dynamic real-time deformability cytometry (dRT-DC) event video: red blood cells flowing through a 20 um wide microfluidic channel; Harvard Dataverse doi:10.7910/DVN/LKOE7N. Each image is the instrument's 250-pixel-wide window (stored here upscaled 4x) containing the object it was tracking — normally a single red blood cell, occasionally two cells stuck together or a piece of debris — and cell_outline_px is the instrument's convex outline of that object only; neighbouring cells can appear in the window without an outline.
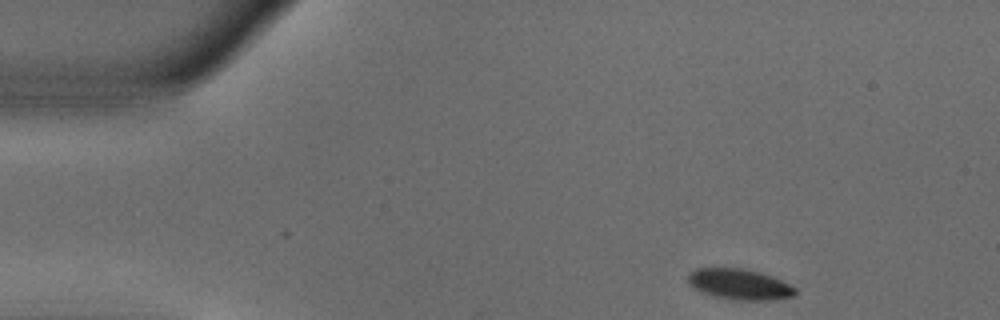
{"species": "common noctule bat (a hibernating species)", "species_latin": "Nyctalus noctula", "temperature_condition": "warm", "stored_images_in_passage": 47, "camera_frame_rate_fps": 3000, "um_per_image_px": 0.085, "animal": {"sex": "male", "body_mass_g": 18.8}, "frame": {"image": 1, "passage_image": 1, "time_ms": 0.0, "image_size_px": [1000, 320], "cell_outline_px": [[796, 292], [792, 296], [768, 300], [740, 300], [716, 296], [704, 292], [696, 288], [688, 280], [688, 272], [696, 268], [744, 268], [760, 272], [772, 276], [796, 288]], "centroid_in_image_um": [62.86, 24.14], "position_along_channel_um": 22.1, "area_um2": 18.79}}
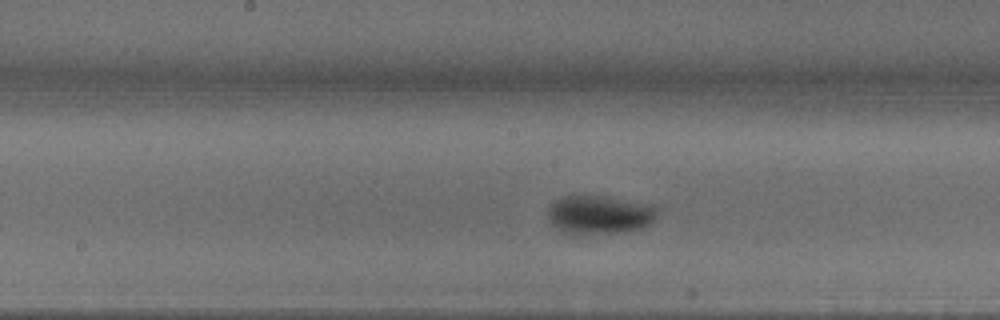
{"frame": {"image": 2, "passage_image": 21, "time_ms": 6.667, "image_size_px": [1000, 320], "cell_outline_px": [[656, 208], [652, 220], [648, 224], [640, 228], [624, 232], [576, 236], [568, 236], [552, 224], [548, 220], [548, 208], [560, 196], [608, 196], [648, 204]], "centroid_in_image_um": [50.86, 18.28], "position_along_channel_um": 197.3, "area_um2": 24.85}}
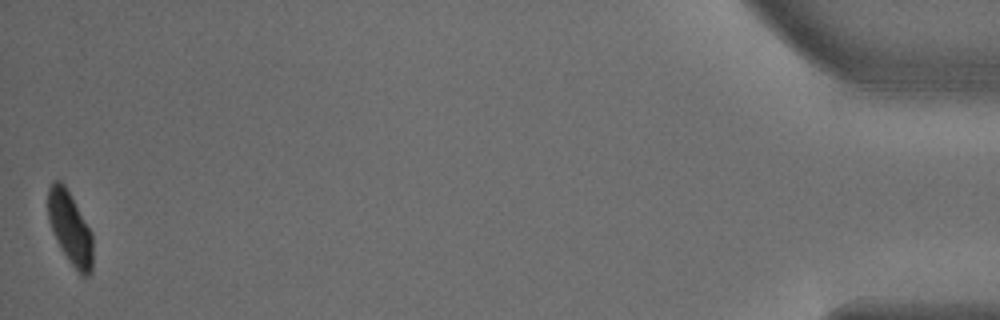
{"frame": {"image": 3, "passage_image": 47, "time_ms": 15.333, "image_size_px": [1000, 320], "cell_outline_px": [[92, 272], [88, 276], [80, 276], [68, 260], [60, 248], [52, 232], [48, 220], [48, 188], [56, 180], [60, 180], [64, 184], [92, 232]], "centroid_in_image_um": [5.96, 19.44], "position_along_channel_um": 429.2, "area_um2": 19.02}, "authors_computed_cell_mechanics": {"area_um2": 21.6172, "velocity_mm_per_s": 3.7647, "shape_relaxation_time_tau1_ms": 2.6486, "shape_relaxation_time_tau2_ms": null, "deformation_change_tau1": 0.1494, "deformation_change_tau2": null}}